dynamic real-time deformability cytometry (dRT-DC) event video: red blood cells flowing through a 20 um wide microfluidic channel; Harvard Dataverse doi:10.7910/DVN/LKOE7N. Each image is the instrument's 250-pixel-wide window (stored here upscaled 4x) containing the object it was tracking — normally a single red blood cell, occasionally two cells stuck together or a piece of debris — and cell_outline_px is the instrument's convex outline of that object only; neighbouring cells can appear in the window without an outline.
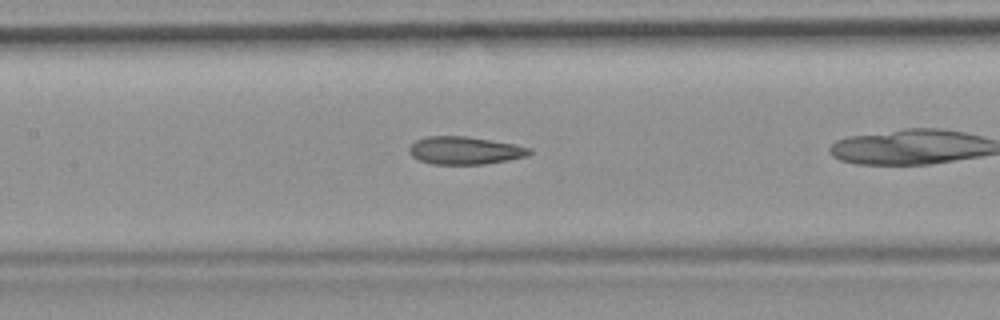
{"species": "common noctule bat (a hibernating species)", "species_latin": "Nyctalus noctula", "temperature_condition": "room temperature", "stored_images_in_passage": 21, "camera_frame_rate_fps": 3000, "um_per_image_px": 0.085, "animal": {"sex": "female", "body_mass_g": 19.9}, "frame": {"image": 1, "passage_image": 4, "time_ms": 1.0, "image_size_px": [1000, 320], "cell_outline_px": [[532, 152], [528, 156], [508, 160], [484, 164], [432, 164], [420, 160], [412, 156], [408, 152], [408, 148], [416, 140], [428, 136], [464, 136], [516, 144], [532, 148]], "centroid_in_image_um": [39.53, 12.79], "position_along_channel_um": 167.9, "area_um2": 19.48}}